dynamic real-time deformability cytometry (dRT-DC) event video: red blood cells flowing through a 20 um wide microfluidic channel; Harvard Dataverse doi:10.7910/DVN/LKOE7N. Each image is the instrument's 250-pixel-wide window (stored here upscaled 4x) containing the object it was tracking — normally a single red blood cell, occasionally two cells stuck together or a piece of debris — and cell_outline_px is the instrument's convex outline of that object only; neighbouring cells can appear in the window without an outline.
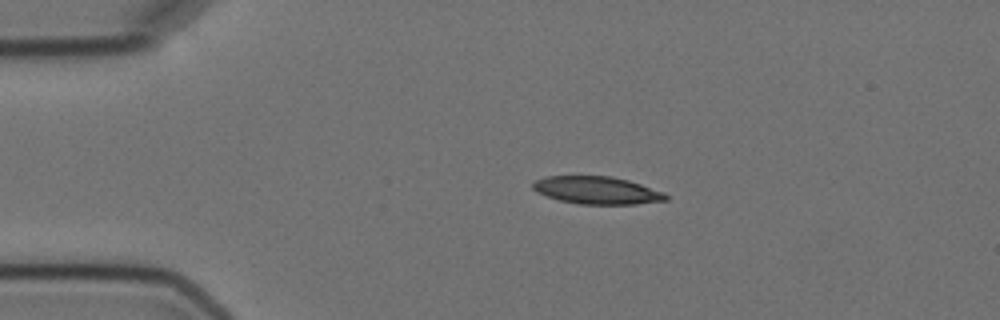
{"species": "Egyptian fruit bat (a non-hibernating species)", "species_latin": "Rousettus aegyptiacus", "temperature_condition": "cold", "stored_images_in_passage": 2, "camera_frame_rate_fps": 3000, "um_per_image_px": 0.085, "animal": {"sex": "female"}, "frame": {"image": 1, "passage_image": 1, "time_ms": 0.0, "image_size_px": [1000, 320], "cell_outline_px": [[668, 200], [636, 204], [580, 204], [560, 200], [536, 192], [532, 188], [532, 184], [536, 180], [544, 176], [612, 176], [628, 180], [664, 192], [668, 196]], "centroid_in_image_um": [50.74, 16.17], "position_along_channel_um": 34.3, "area_um2": 21.33}}